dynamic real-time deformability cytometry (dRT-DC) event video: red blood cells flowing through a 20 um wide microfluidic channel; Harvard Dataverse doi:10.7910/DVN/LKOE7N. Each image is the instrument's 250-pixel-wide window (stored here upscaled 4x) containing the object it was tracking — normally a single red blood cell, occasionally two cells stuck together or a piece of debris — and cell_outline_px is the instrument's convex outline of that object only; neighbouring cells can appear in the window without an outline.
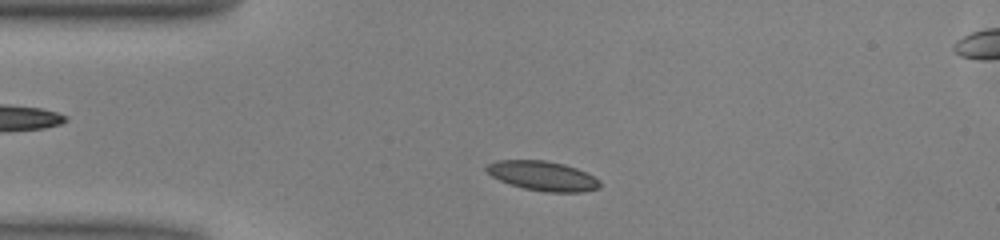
{"species": "common noctule bat (a hibernating species)", "species_latin": "Nyctalus noctula", "temperature_condition": "warm", "stored_images_in_passage": 45, "camera_frame_rate_fps": 3000, "um_per_image_px": 0.085, "animal": {"sex": "male", "body_mass_g": 13.0, "forearm_length_mm": 53.1}, "frame": {"image": 1, "passage_image": 5, "time_ms": 1.333, "image_size_px": [1000, 240], "cell_outline_px": [[600, 188], [580, 192], [544, 192], [524, 188], [500, 180], [492, 176], [484, 168], [488, 164], [496, 160], [544, 160], [564, 164], [588, 172], [600, 180]], "centroid_in_image_um": [46.16, 14.94], "position_along_channel_um": 38.8, "area_um2": 19.54}}
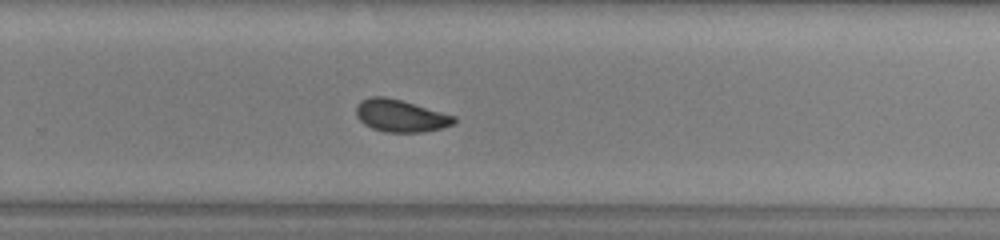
{"frame": {"image": 2, "passage_image": 26, "time_ms": 8.333, "image_size_px": [1000, 240], "cell_outline_px": [[456, 124], [444, 128], [424, 132], [384, 132], [372, 128], [364, 124], [356, 116], [356, 104], [360, 100], [368, 96], [384, 96], [400, 100], [456, 116]], "centroid_in_image_um": [34.04, 9.84], "position_along_channel_um": 295.8, "area_um2": 18.61}}
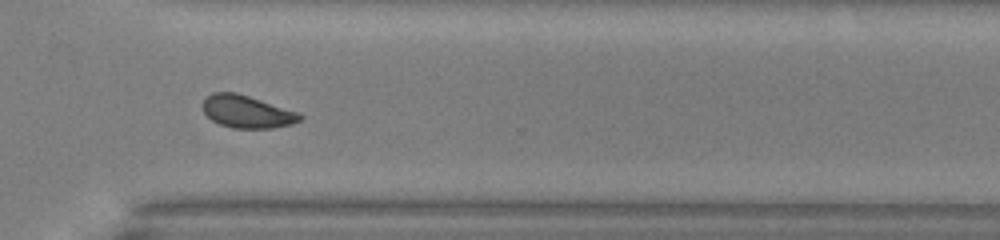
{"frame": {"image": 3, "passage_image": 30, "time_ms": 9.667, "image_size_px": [1000, 240], "cell_outline_px": [[304, 116], [300, 120], [292, 124], [272, 128], [232, 128], [220, 124], [212, 120], [204, 112], [204, 100], [212, 92], [236, 92], [300, 112]], "centroid_in_image_um": [21.03, 9.49], "position_along_channel_um": 349.6, "area_um2": 18.38}, "authors_computed_cell_mechanics": {"area_um2": 18.7272, "velocity_mm_per_s": 4.0088, "shape_relaxation_time_tau1_ms": 4.7903, "shape_relaxation_time_tau2_ms": 4.5195, "deformation_change_tau1": 0.1055, "deformation_change_tau2": 0.0883}}